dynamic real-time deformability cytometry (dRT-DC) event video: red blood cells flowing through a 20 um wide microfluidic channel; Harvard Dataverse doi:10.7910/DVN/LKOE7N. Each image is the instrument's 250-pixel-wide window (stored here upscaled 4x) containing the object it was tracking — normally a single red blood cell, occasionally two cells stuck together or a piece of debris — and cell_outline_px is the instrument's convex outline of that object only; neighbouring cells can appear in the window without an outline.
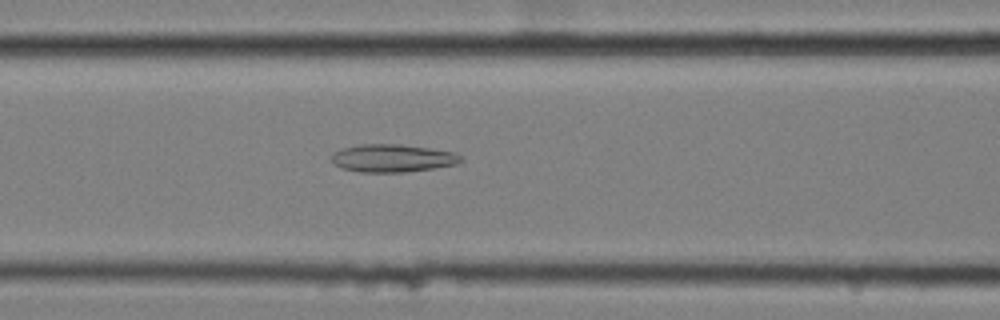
{"species": "common noctule bat (a hibernating species)", "species_latin": "Nyctalus noctula", "temperature_condition": "cold", "stored_images_in_passage": 49, "camera_frame_rate_fps": 3000, "um_per_image_px": 0.085, "animal": {"sex": "female", "body_mass_g": 25.1}, "frame": {"image": 1, "passage_image": 15, "time_ms": 4.667, "image_size_px": [1000, 320], "cell_outline_px": [[464, 160], [456, 164], [432, 168], [404, 172], [360, 172], [340, 168], [332, 160], [332, 152], [344, 148], [360, 144], [400, 144], [456, 152]], "centroid_in_image_um": [33.36, 13.44], "position_along_channel_um": 133.2, "area_um2": 20.87}}
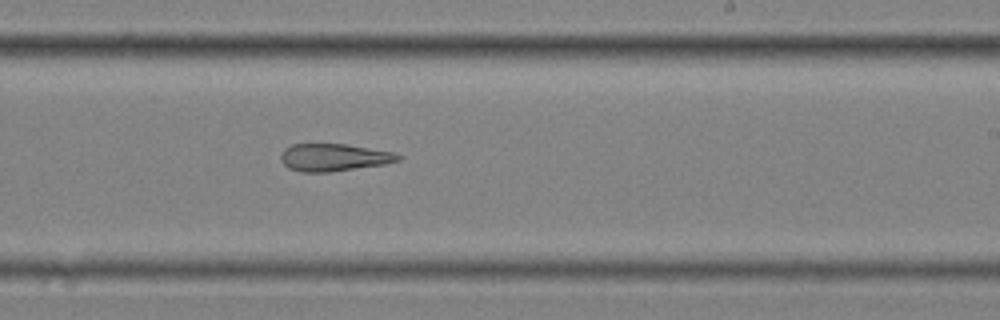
{"frame": {"image": 2, "passage_image": 26, "time_ms": 8.333, "image_size_px": [1000, 320], "cell_outline_px": [[400, 160], [384, 164], [328, 172], [300, 172], [288, 168], [280, 160], [280, 156], [284, 148], [292, 144], [348, 144], [396, 152], [400, 156]], "centroid_in_image_um": [28.36, 13.37], "position_along_channel_um": 260.6, "area_um2": 18.84}}
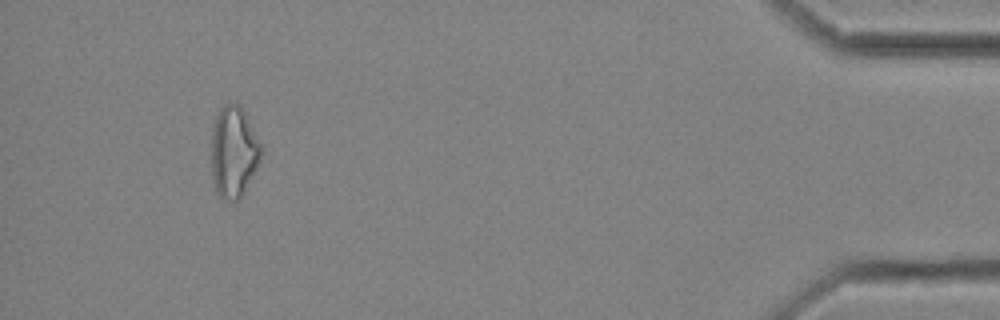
{"frame": {"image": 3, "passage_image": 45, "time_ms": 14.667, "image_size_px": [1000, 320], "cell_outline_px": [[264, 144], [260, 160], [244, 192], [236, 200], [228, 200], [220, 196], [216, 192], [212, 176], [212, 128], [216, 116], [220, 108], [228, 104], [240, 104]], "centroid_in_image_um": [19.89, 12.88], "position_along_channel_um": 415.3, "area_um2": 26.59}, "authors_computed_cell_mechanics": {"area_um2": 22.1374, "velocity_mm_per_s": 3.4836, "shape_relaxation_time_tau1_ms": null, "shape_relaxation_time_tau2_ms": 5.3949, "deformation_change_tau1": null, "deformation_change_tau2": 0.1675}}